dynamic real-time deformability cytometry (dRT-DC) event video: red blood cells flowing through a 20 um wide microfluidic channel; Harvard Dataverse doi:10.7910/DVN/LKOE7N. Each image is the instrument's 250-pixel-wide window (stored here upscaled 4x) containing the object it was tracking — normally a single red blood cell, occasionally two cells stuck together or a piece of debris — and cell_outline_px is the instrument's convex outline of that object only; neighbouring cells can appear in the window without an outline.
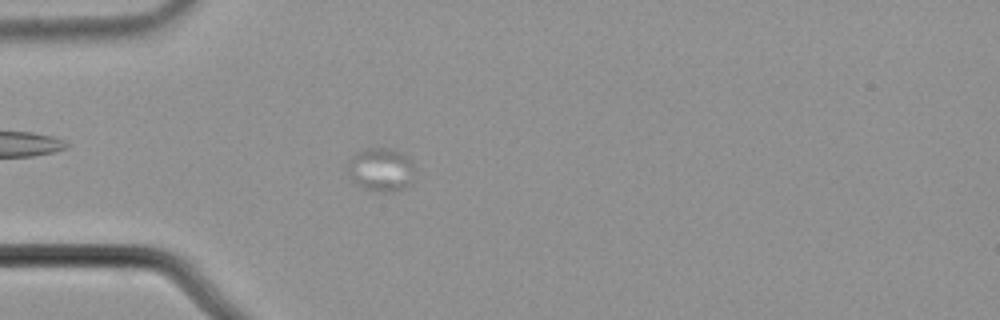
{"species": "common noctule bat (a hibernating species)", "species_latin": "Nyctalus noctula", "temperature_condition": "cold", "stored_images_in_passage": 37, "camera_frame_rate_fps": 3000, "um_per_image_px": 0.085, "animal": {"sex": "male", "body_mass_g": 21.5, "forearm_length_mm": 52.0}, "frame": {"image": 1, "passage_image": 21, "time_ms": 6.667, "image_size_px": [1000, 320], "cell_outline_px": [[412, 184], [396, 192], [380, 192], [364, 188], [352, 184], [348, 176], [348, 168], [352, 156], [356, 152], [364, 148], [388, 148], [400, 152], [408, 156], [412, 160]], "centroid_in_image_um": [32.36, 14.44], "position_along_channel_um": 52.6, "area_um2": 17.28}}
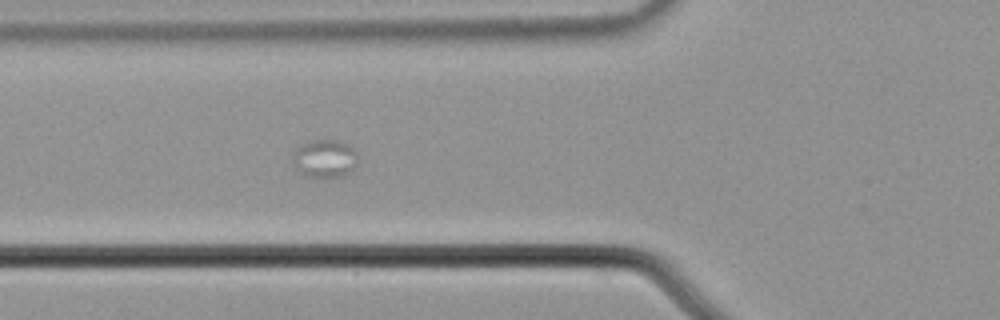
{"frame": {"image": 2, "passage_image": 26, "time_ms": 8.333, "image_size_px": [1000, 320], "cell_outline_px": [[356, 164], [344, 176], [308, 176], [300, 172], [296, 168], [292, 160], [296, 148], [308, 140], [340, 140], [348, 144], [356, 152]], "centroid_in_image_um": [27.59, 13.44], "position_along_channel_um": 98.2, "area_um2": 14.16}}
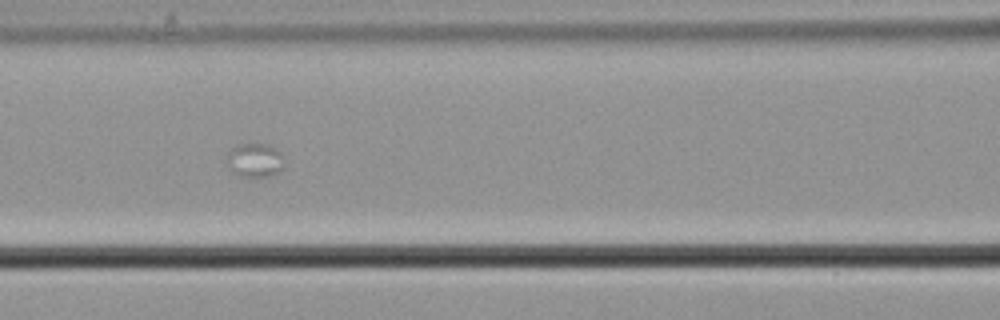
{"frame": {"image": 3, "passage_image": 30, "time_ms": 9.667, "image_size_px": [1000, 320], "cell_outline_px": [[284, 168], [280, 172], [272, 176], [240, 176], [232, 172], [228, 168], [228, 152], [232, 148], [240, 144], [268, 144], [280, 152]], "centroid_in_image_um": [21.67, 13.63], "position_along_channel_um": 144.9, "area_um2": 11.27}}